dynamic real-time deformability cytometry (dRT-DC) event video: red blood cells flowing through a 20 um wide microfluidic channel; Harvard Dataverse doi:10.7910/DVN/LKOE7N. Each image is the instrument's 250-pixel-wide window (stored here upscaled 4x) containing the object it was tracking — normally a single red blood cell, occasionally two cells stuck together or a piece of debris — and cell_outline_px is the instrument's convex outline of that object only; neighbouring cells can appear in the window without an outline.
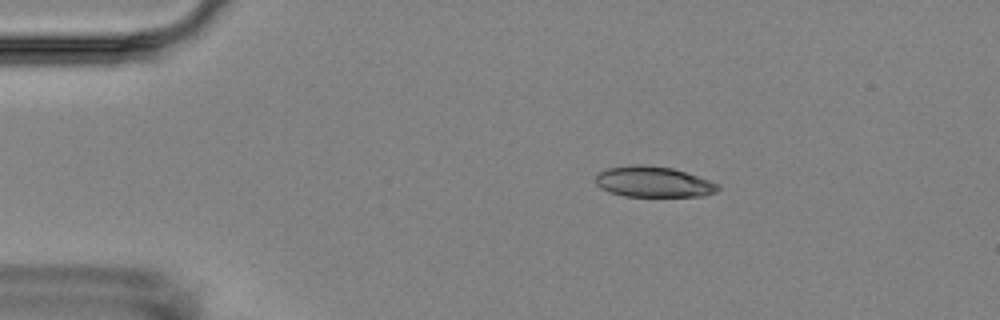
{"species": "Egyptian fruit bat (a non-hibernating species)", "species_latin": "Rousettus aegyptiacus", "temperature_condition": "room temperature", "stored_images_in_passage": 4, "camera_frame_rate_fps": 3000, "um_per_image_px": 0.085, "animal": {"sex": "female"}, "frame": {"image": 1, "passage_image": 3, "time_ms": 2.667, "image_size_px": [1000, 320], "cell_outline_px": [[720, 188], [716, 192], [704, 196], [624, 196], [600, 188], [596, 184], [596, 176], [600, 172], [608, 168], [628, 164], [644, 164], [672, 168], [720, 184]], "centroid_in_image_um": [55.54, 15.45], "position_along_channel_um": 29.5, "area_um2": 21.85}}